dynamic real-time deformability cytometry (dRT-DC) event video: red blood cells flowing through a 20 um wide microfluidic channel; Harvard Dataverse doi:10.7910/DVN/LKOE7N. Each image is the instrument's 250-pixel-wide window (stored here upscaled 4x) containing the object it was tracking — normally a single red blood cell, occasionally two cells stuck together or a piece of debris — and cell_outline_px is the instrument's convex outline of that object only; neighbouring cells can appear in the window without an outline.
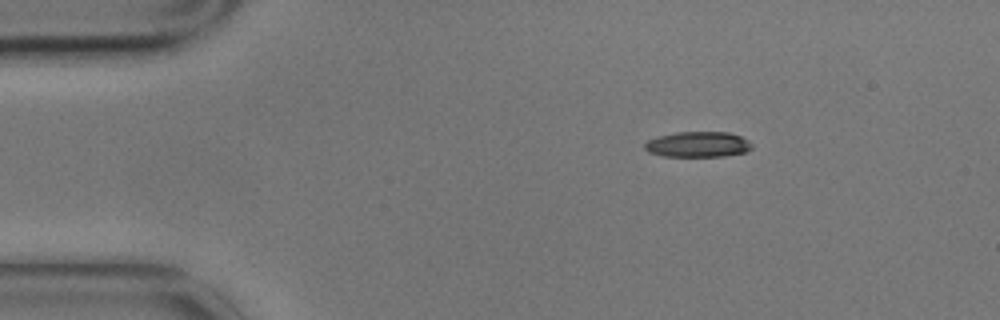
{"species": "common noctule bat (a hibernating species)", "species_latin": "Nyctalus noctula", "temperature_condition": "cold", "stored_images_in_passage": 3, "camera_frame_rate_fps": 3000, "um_per_image_px": 0.085, "animal": {"sex": "male", "body_mass_g": 17.9}, "frame": {"image": 1, "passage_image": 1, "time_ms": 0.0, "image_size_px": [1000, 320], "cell_outline_px": [[752, 148], [744, 152], [724, 156], [664, 156], [648, 152], [644, 148], [644, 144], [648, 140], [656, 136], [676, 132], [728, 132], [740, 136], [748, 140], [752, 144]], "centroid_in_image_um": [59.3, 12.27], "position_along_channel_um": 25.7, "area_um2": 15.95}}